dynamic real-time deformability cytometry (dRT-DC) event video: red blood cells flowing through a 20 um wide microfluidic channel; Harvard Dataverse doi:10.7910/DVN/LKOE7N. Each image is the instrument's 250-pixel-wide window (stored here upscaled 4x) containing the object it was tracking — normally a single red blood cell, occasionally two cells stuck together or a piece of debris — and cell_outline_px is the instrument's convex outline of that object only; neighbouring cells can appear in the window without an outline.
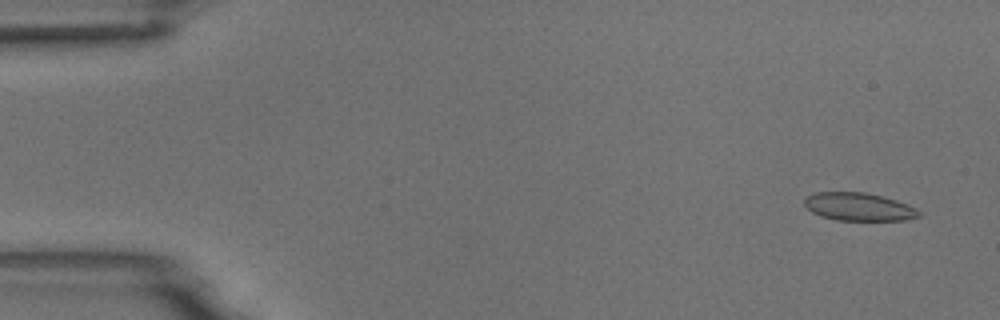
{"species": "common noctule bat (a hibernating species)", "species_latin": "Nyctalus noctula", "temperature_condition": "room temperature", "stored_images_in_passage": 54, "camera_frame_rate_fps": 3000, "um_per_image_px": 0.085, "animal": {"sex": "male", "body_mass_g": 18.8}, "frame": {"image": 1, "passage_image": 3, "time_ms": 0.667, "image_size_px": [1000, 320], "cell_outline_px": [[920, 216], [904, 220], [836, 220], [820, 216], [812, 212], [804, 204], [804, 196], [816, 192], [864, 192], [896, 200], [920, 212]], "centroid_in_image_um": [72.91, 17.57], "position_along_channel_um": 12.1, "area_um2": 18.44}}
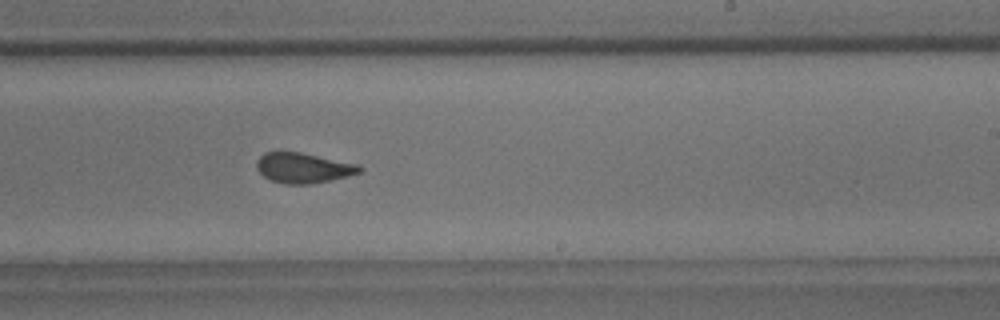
{"frame": {"image": 2, "passage_image": 33, "time_ms": 10.667, "image_size_px": [1000, 320], "cell_outline_px": [[364, 168], [360, 172], [348, 176], [308, 184], [284, 184], [272, 180], [264, 176], [256, 168], [256, 164], [260, 156], [264, 152], [300, 152], [356, 164]], "centroid_in_image_um": [25.76, 14.27], "position_along_channel_um": 263.2, "area_um2": 17.8}}
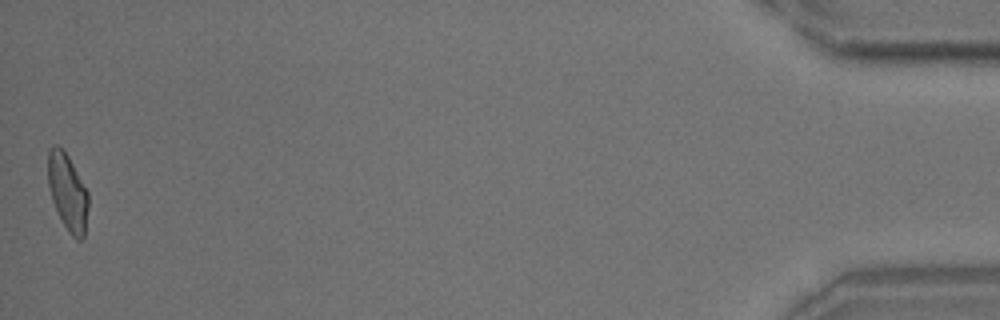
{"frame": {"image": 3, "passage_image": 54, "time_ms": 17.667, "image_size_px": [1000, 320], "cell_outline_px": [[88, 208], [84, 236], [80, 240], [76, 240], [68, 232], [52, 200], [48, 184], [48, 148], [52, 144], [56, 144], [68, 156], [88, 192]], "centroid_in_image_um": [5.74, 16.32], "position_along_channel_um": 429.5, "area_um2": 17.86}, "authors_computed_cell_mechanics": {"area_um2": 18.785, "velocity_mm_per_s": 3.7209, "shape_relaxation_time_tau1_ms": null, "shape_relaxation_time_tau2_ms": 1.6222, "deformation_change_tau1": null, "deformation_change_tau2": 0.0695}}